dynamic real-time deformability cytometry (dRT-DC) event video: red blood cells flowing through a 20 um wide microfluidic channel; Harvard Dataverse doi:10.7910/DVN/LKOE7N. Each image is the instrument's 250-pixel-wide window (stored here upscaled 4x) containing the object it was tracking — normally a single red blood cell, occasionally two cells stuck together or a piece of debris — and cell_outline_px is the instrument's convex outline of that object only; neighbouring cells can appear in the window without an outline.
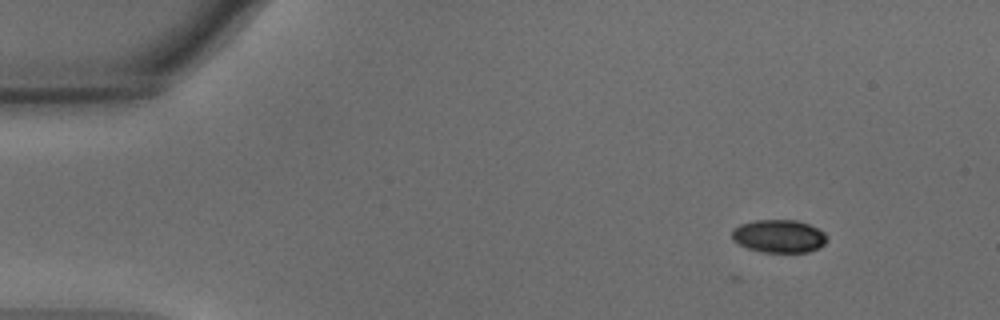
{"species": "common noctule bat (a hibernating species)", "species_latin": "Nyctalus noctula", "temperature_condition": "warm", "stored_images_in_passage": 46, "camera_frame_rate_fps": 3000, "um_per_image_px": 0.085, "animal": {"sex": "male", "body_mass_g": 15.6}, "frame": {"image": 1, "passage_image": 1, "time_ms": 0.0, "image_size_px": [1000, 320], "cell_outline_px": [[828, 240], [824, 244], [808, 252], [760, 252], [748, 248], [732, 240], [732, 228], [740, 224], [756, 220], [796, 220], [808, 224], [824, 232]], "centroid_in_image_um": [66.18, 20.07], "position_along_channel_um": 18.8, "area_um2": 18.21}}
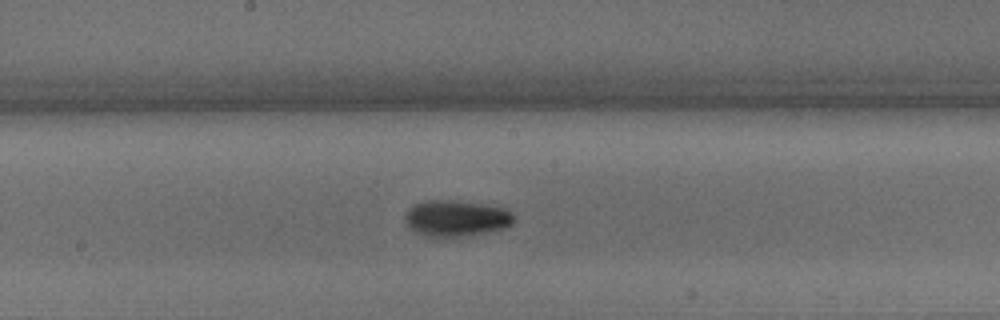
{"frame": {"image": 2, "passage_image": 24, "time_ms": 7.667, "image_size_px": [1000, 320], "cell_outline_px": [[516, 220], [512, 224], [504, 228], [452, 240], [436, 240], [424, 236], [416, 232], [404, 220], [404, 216], [408, 208], [416, 204], [428, 200], [456, 200], [484, 204], [504, 208], [512, 212], [516, 216]], "centroid_in_image_um": [38.78, 18.61], "position_along_channel_um": 209.4, "area_um2": 23.93}}
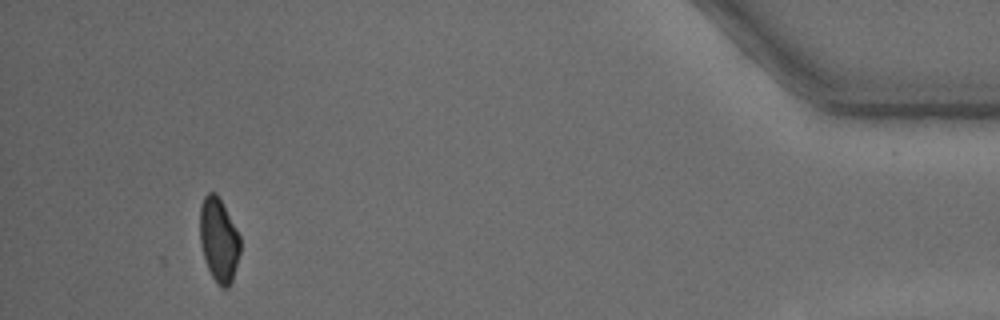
{"frame": {"image": 3, "passage_image": 46, "time_ms": 15.0, "image_size_px": [1000, 320], "cell_outline_px": [[240, 252], [232, 280], [228, 288], [220, 288], [212, 276], [204, 260], [200, 244], [200, 204], [204, 196], [208, 192], [216, 192], [240, 236]], "centroid_in_image_um": [18.58, 20.4], "position_along_channel_um": 416.6, "area_um2": 19.71}, "authors_computed_cell_mechanics": {"area_um2": 20.6057, "velocity_mm_per_s": 3.7399, "shape_relaxation_time_tau1_ms": 2.7836, "shape_relaxation_time_tau2_ms": null, "deformation_change_tau1": 0.1425, "deformation_change_tau2": null}}